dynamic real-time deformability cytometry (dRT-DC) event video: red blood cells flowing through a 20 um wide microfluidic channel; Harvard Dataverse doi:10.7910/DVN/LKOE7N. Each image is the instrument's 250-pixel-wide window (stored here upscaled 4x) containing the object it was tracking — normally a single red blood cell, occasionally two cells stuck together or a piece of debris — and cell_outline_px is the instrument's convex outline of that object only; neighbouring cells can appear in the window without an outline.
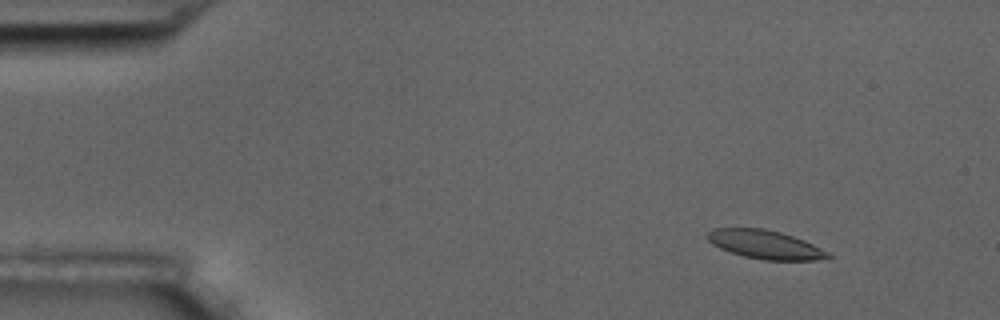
{"species": "common noctule bat (a hibernating species)", "species_latin": "Nyctalus noctula", "temperature_condition": "room temperature", "stored_images_in_passage": 5, "camera_frame_rate_fps": 3000, "um_per_image_px": 0.085, "animal": {"sex": "male", "body_mass_g": 17.5, "forearm_length_mm": 52.3}, "frame": {"image": 1, "passage_image": 2, "time_ms": 1.0, "image_size_px": [1000, 320], "cell_outline_px": [[832, 256], [828, 260], [764, 260], [744, 256], [720, 248], [712, 244], [704, 236], [712, 228], [764, 228], [780, 232], [804, 240], [828, 252]], "centroid_in_image_um": [65.04, 20.78], "position_along_channel_um": 20.0, "area_um2": 20.17}}